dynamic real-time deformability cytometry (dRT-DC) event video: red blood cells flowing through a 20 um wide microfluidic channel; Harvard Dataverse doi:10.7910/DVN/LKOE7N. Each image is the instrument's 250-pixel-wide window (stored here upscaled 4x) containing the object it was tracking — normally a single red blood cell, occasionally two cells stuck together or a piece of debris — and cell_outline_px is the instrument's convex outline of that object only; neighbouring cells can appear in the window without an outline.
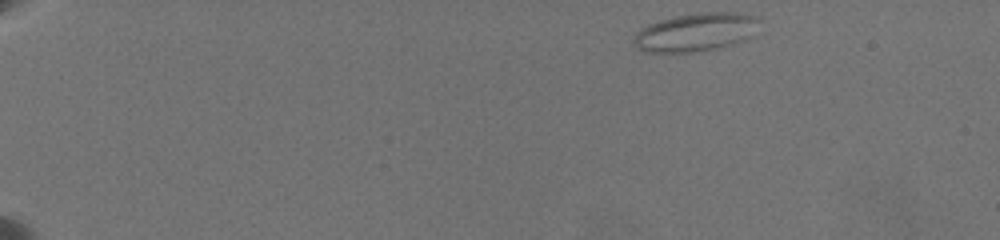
{"species": "common noctule bat (a hibernating species)", "species_latin": "Nyctalus noctula", "temperature_condition": "warm", "stored_images_in_passage": 32, "camera_frame_rate_fps": 3000, "um_per_image_px": 0.085, "animal": {"sex": "female", "body_mass_g": 19.5, "forearm_length_mm": 54.1}, "frame": {"image": 1, "passage_image": 1, "time_ms": 0.0, "image_size_px": [1000, 240], "cell_outline_px": [[760, 20], [752, 36], [744, 40], [732, 44], [716, 48], [692, 52], [644, 52], [632, 40], [636, 32], [648, 24], [672, 16], [700, 12], [736, 12], [752, 16]], "centroid_in_image_um": [59.13, 2.72], "position_along_channel_um": 25.9, "area_um2": 27.92}}
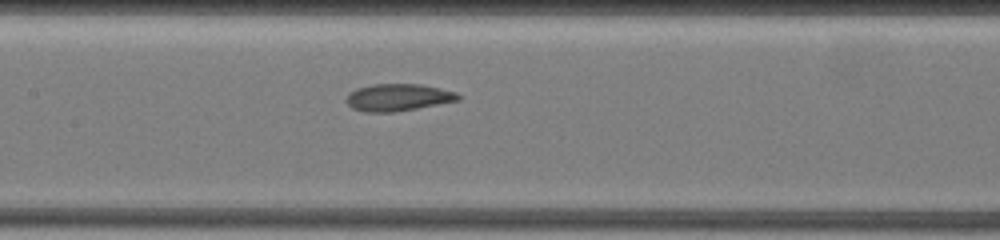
{"frame": {"image": 2, "passage_image": 15, "time_ms": 8.0, "image_size_px": [1000, 240], "cell_outline_px": [[460, 100], [416, 108], [392, 112], [364, 112], [352, 108], [344, 100], [348, 92], [356, 88], [372, 84], [420, 84], [440, 88], [456, 92], [460, 96]], "centroid_in_image_um": [33.78, 8.27], "position_along_channel_um": 173.6, "area_um2": 17.74}}
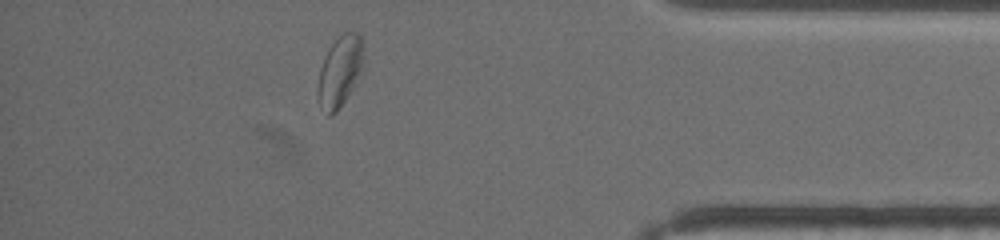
{"frame": {"image": 3, "passage_image": 28, "time_ms": 15.333, "image_size_px": [1000, 240], "cell_outline_px": [[364, 68], [356, 84], [348, 96], [336, 112], [332, 116], [328, 116], [316, 96], [316, 88], [320, 68], [328, 48], [344, 32], [356, 32], [360, 36], [364, 48]], "centroid_in_image_um": [28.91, 6.07], "position_along_channel_um": 406.3, "area_um2": 19.25}, "authors_computed_cell_mechanics": {"area_um2": 19.1896, "velocity_mm_per_s": 3.5263, "shape_relaxation_time_tau1_ms": null, "shape_relaxation_time_tau2_ms": 1.7554, "deformation_change_tau1": null, "deformation_change_tau2": 0.0749}}